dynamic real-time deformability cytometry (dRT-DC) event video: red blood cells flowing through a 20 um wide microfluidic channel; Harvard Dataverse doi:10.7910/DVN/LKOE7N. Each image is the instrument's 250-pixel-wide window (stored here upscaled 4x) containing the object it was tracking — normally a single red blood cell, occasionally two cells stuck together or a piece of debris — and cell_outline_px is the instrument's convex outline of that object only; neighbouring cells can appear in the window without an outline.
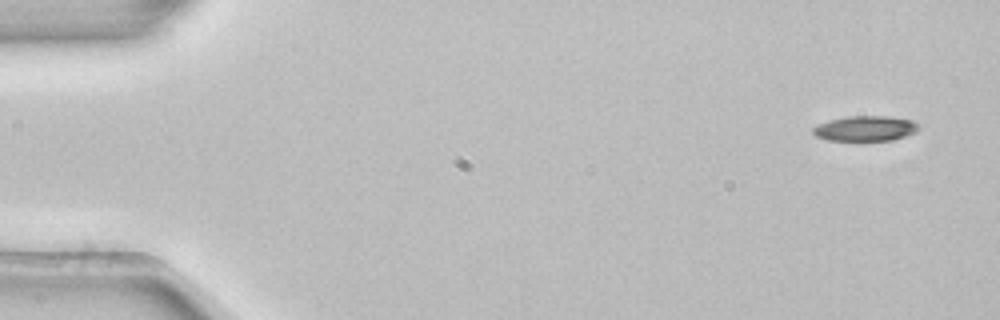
{"species": "common noctule bat (a hibernating species)", "species_latin": "Nyctalus noctula", "temperature_condition": "room temperature", "stored_images_in_passage": 4, "camera_frame_rate_fps": 3000, "um_per_image_px": 0.085, "animal": {"sex": "female", "body_mass_g": 22.7, "forearm_length_mm": 54.2}, "frame": {"image": 1, "passage_image": 1, "time_ms": 0.0, "image_size_px": [1000, 320], "cell_outline_px": [[920, 128], [916, 132], [892, 140], [828, 140], [816, 136], [812, 132], [812, 128], [828, 120], [848, 116], [888, 116], [912, 120]], "centroid_in_image_um": [73.55, 10.91], "position_along_channel_um": 11.5, "area_um2": 15.37}}
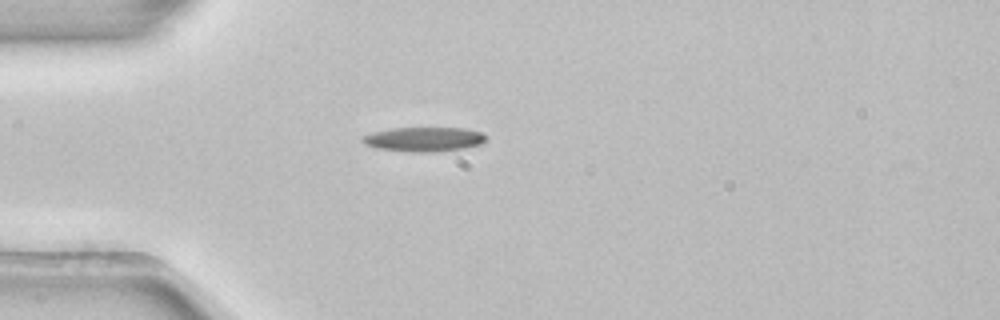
{"frame": {"image": 2, "passage_image": 4, "time_ms": 1.0, "image_size_px": [1000, 320], "cell_outline_px": [[488, 136], [480, 144], [464, 148], [432, 152], [412, 152], [376, 148], [364, 144], [360, 140], [364, 136], [372, 132], [392, 128], [464, 128], [480, 132]], "centroid_in_image_um": [36.01, 11.83], "position_along_channel_um": 49.0, "area_um2": 17.51}}